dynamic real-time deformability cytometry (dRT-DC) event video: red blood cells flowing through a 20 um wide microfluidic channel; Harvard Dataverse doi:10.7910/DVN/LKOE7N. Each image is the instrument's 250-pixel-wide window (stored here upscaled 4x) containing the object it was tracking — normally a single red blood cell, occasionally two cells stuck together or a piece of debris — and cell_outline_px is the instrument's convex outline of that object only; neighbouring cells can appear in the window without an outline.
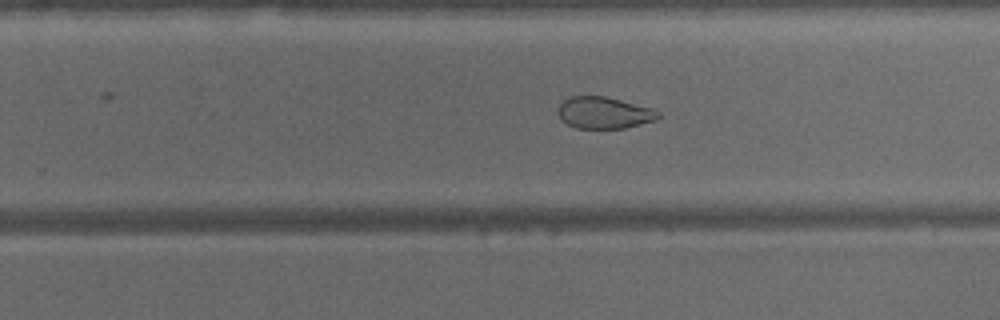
{"species": "common noctule bat (a hibernating species)", "species_latin": "Nyctalus noctula", "temperature_condition": "warm", "stored_images_in_passage": 34, "camera_frame_rate_fps": 3000, "um_per_image_px": 0.085, "animal": {"sex": "male", "body_mass_g": 15.6}, "frame": {"image": 1, "passage_image": 20, "time_ms": 6.333, "image_size_px": [1000, 320], "cell_outline_px": [[660, 116], [656, 120], [624, 128], [576, 128], [560, 120], [556, 112], [560, 104], [564, 100], [572, 96], [604, 96], [652, 108], [660, 112]], "centroid_in_image_um": [51.32, 9.59], "position_along_channel_um": 278.5, "area_um2": 18.5}}